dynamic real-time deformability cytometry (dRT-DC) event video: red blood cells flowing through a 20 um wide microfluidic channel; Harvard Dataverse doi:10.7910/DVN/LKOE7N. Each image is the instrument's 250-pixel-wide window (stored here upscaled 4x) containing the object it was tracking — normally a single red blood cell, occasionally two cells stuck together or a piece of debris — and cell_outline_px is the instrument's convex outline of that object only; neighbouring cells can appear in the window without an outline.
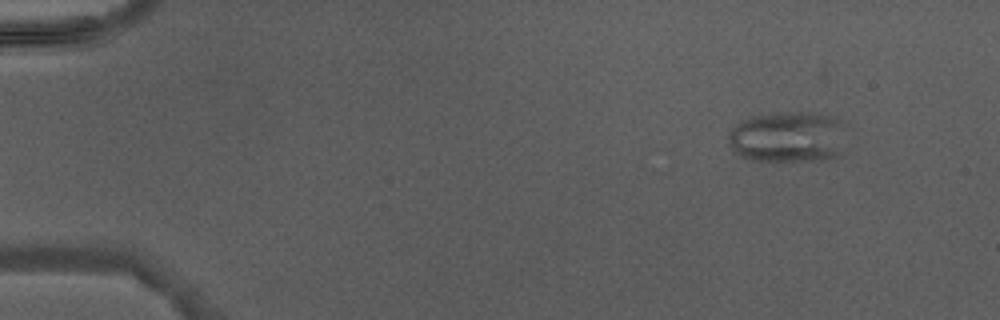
{"species": "Egyptian fruit bat (a non-hibernating species)", "species_latin": "Rousettus aegyptiacus", "temperature_condition": "warm", "stored_images_in_passage": 4, "camera_frame_rate_fps": 3000, "um_per_image_px": 0.085, "animal": {"sex": "male"}, "frame": {"image": 1, "passage_image": 1, "time_ms": 0.0, "image_size_px": [1000, 320], "cell_outline_px": [[836, 156], [820, 160], [752, 160], [740, 156], [736, 152], [728, 140], [728, 132], [732, 128], [744, 120], [752, 116], [780, 112], [808, 112], [832, 116], [836, 120]], "centroid_in_image_um": [66.76, 11.63], "position_along_channel_um": 18.2, "area_um2": 33.23}}